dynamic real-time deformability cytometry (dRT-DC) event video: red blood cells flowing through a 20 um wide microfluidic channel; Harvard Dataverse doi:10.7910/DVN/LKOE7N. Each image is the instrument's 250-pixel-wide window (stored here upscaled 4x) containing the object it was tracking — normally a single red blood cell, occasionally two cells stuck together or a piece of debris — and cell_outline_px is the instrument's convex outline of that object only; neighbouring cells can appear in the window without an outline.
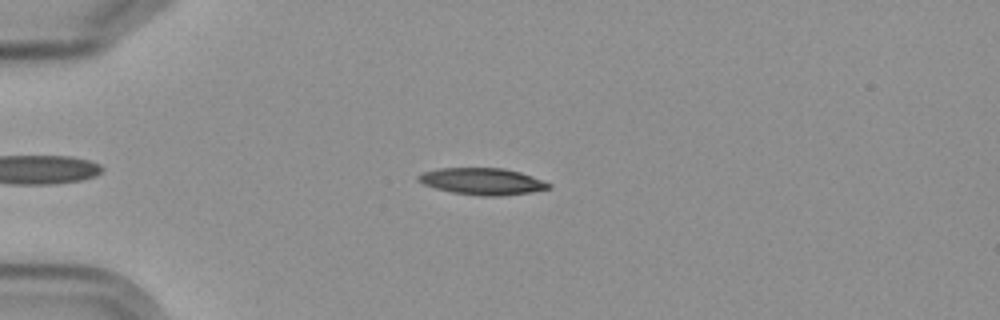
{"species": "Egyptian fruit bat (a non-hibernating species)", "species_latin": "Rousettus aegyptiacus", "temperature_condition": "cold", "stored_images_in_passage": 7, "camera_frame_rate_fps": 3000, "um_per_image_px": 0.085, "frame": {"image": 1, "passage_image": 5, "time_ms": 4.667, "image_size_px": [1000, 320], "cell_outline_px": [[552, 188], [532, 192], [500, 196], [480, 196], [452, 192], [436, 188], [424, 184], [416, 180], [416, 176], [424, 172], [440, 168], [504, 168], [520, 172], [532, 176], [552, 184]], "centroid_in_image_um": [41.02, 15.42], "position_along_channel_um": 44.0, "area_um2": 20.35}}
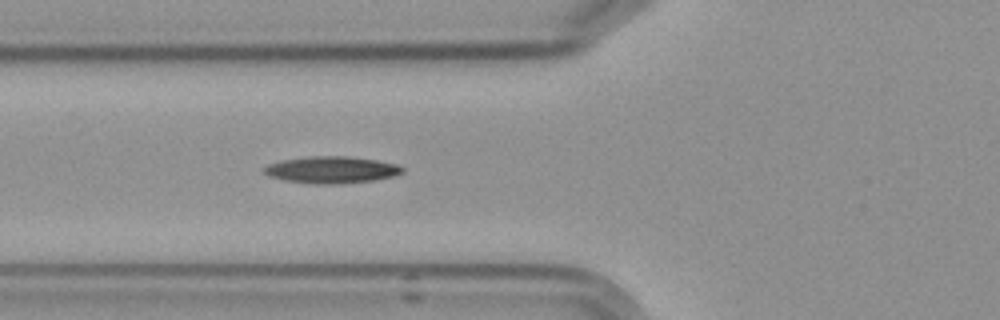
{"frame": {"image": 2, "passage_image": 7, "time_ms": 7.0, "image_size_px": [1000, 320], "cell_outline_px": [[404, 172], [396, 176], [376, 180], [340, 184], [312, 184], [284, 180], [268, 176], [264, 172], [264, 168], [268, 164], [284, 160], [312, 156], [344, 156], [376, 160], [396, 164], [404, 168]], "centroid_in_image_um": [28.21, 14.45], "position_along_channel_um": 97.6, "area_um2": 21.68}}